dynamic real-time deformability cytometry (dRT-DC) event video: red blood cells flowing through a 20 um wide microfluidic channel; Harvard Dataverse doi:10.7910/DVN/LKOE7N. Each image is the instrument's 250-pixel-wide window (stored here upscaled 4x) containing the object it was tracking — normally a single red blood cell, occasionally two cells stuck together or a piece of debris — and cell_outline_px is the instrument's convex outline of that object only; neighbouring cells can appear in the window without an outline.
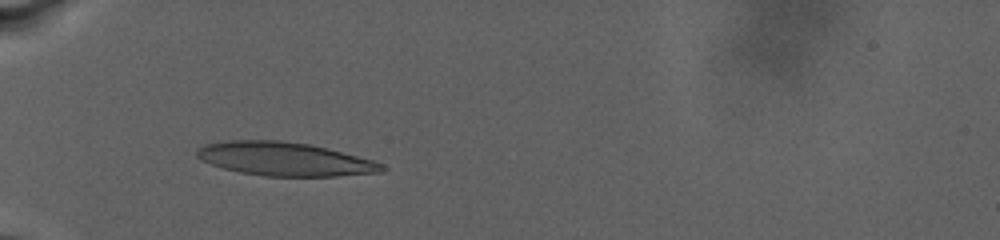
{"species": "human", "species_latin": "Homo sapiens", "temperature_condition": "warm", "stored_images_in_passage": 51, "camera_frame_rate_fps": 3000, "um_per_image_px": 0.085, "donor": {"sex": "male"}, "frame": {"image": 1, "passage_image": 1, "time_ms": 0.0, "image_size_px": [1000, 240], "cell_outline_px": [[384, 168], [380, 172], [336, 176], [264, 176], [240, 172], [224, 168], [212, 164], [196, 156], [196, 148], [204, 144], [228, 140], [280, 140], [308, 144], [328, 148], [372, 160], [384, 164]], "centroid_in_image_um": [24.17, 13.51], "position_along_channel_um": 60.8, "area_um2": 36.01}}
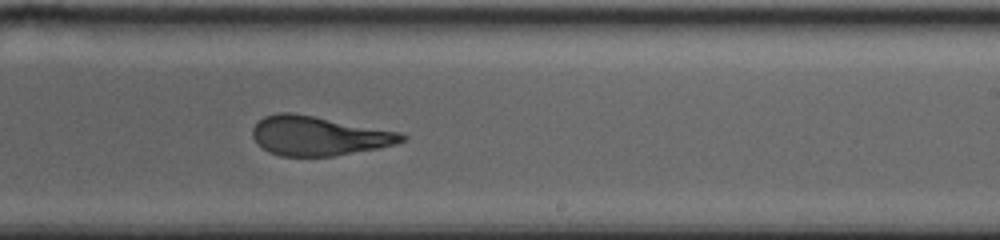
{"frame": {"image": 2, "passage_image": 25, "time_ms": 8.0, "image_size_px": [1000, 240], "cell_outline_px": [[408, 136], [404, 140], [396, 144], [376, 148], [332, 156], [280, 156], [268, 152], [252, 136], [252, 128], [264, 116], [280, 112], [292, 112], [400, 132]], "centroid_in_image_um": [27.07, 11.54], "position_along_channel_um": 261.9, "area_um2": 33.81}}
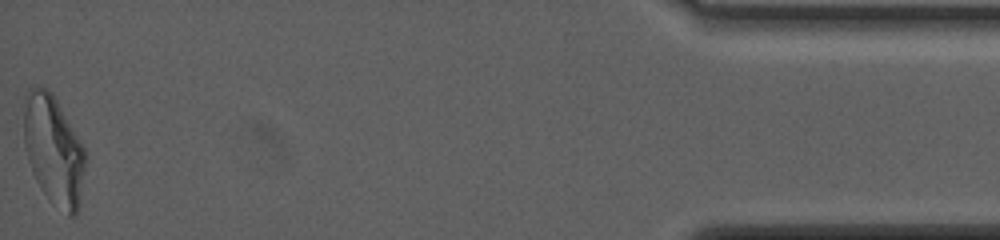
{"frame": {"image": 3, "passage_image": 51, "time_ms": 17.0, "image_size_px": [1000, 240], "cell_outline_px": [[84, 168], [80, 204], [76, 216], [68, 216], [44, 192], [36, 180], [32, 172], [28, 160], [24, 144], [24, 96], [28, 88], [48, 88], [56, 96], [84, 148]], "centroid_in_image_um": [4.54, 12.71], "position_along_channel_um": 430.7, "area_um2": 38.96}, "authors_computed_cell_mechanics": {"area_um2": 34.5644, "velocity_mm_per_s": 2.7205, "shape_relaxation_time_tau1_ms": 11.3372, "shape_relaxation_time_tau2_ms": 1.3254, "deformation_change_tau1": 0.2933, "deformation_change_tau2": 0.093}}